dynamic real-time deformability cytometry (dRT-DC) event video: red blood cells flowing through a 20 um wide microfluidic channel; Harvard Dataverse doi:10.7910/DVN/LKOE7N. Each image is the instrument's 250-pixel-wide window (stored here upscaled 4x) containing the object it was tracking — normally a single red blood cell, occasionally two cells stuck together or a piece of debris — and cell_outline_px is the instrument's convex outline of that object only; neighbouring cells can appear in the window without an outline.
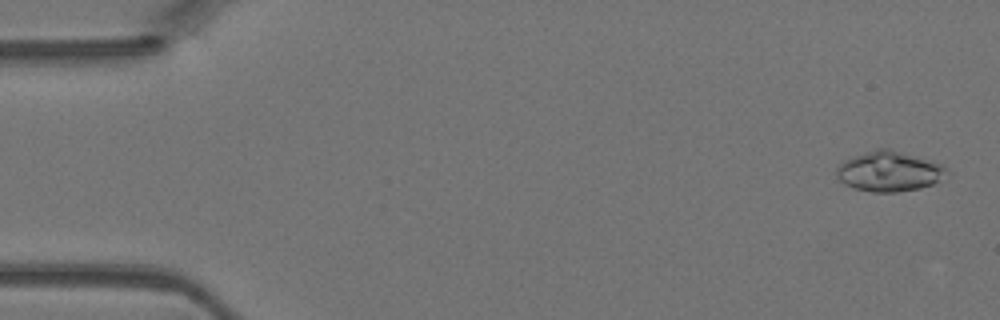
{"species": "Egyptian fruit bat (a non-hibernating species)", "species_latin": "Rousettus aegyptiacus", "temperature_condition": "warm", "stored_images_in_passage": 13, "camera_frame_rate_fps": 3000, "um_per_image_px": 0.085, "animal": {"sex": "female"}, "frame": {"image": 1, "passage_image": 2, "time_ms": 0.333, "image_size_px": [1000, 320], "cell_outline_px": [[948, 172], [932, 184], [920, 188], [896, 192], [872, 192], [856, 188], [844, 184], [836, 176], [836, 168], [844, 160], [864, 152], [876, 148], [888, 148], [940, 164], [948, 168]], "centroid_in_image_um": [75.53, 14.56], "position_along_channel_um": 9.5, "area_um2": 25.37}}
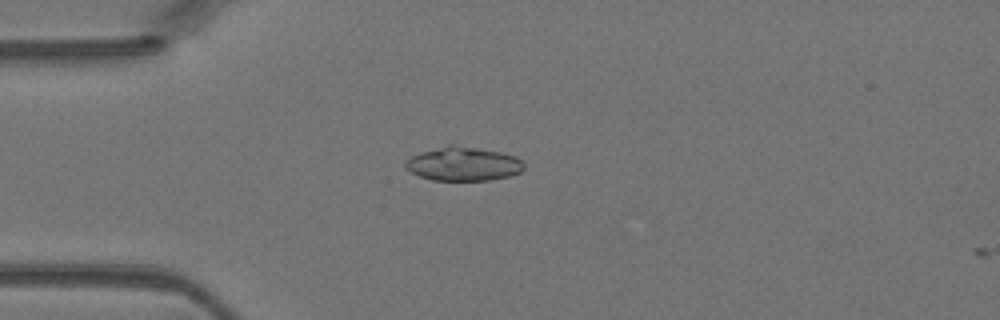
{"frame": {"image": 2, "passage_image": 12, "time_ms": 3.667, "image_size_px": [1000, 320], "cell_outline_px": [[524, 168], [520, 172], [508, 176], [488, 180], [432, 180], [420, 176], [404, 168], [404, 160], [420, 152], [448, 144], [452, 144], [500, 152], [516, 156], [524, 164]], "centroid_in_image_um": [39.34, 13.92], "position_along_channel_um": 45.7, "area_um2": 23.35}}